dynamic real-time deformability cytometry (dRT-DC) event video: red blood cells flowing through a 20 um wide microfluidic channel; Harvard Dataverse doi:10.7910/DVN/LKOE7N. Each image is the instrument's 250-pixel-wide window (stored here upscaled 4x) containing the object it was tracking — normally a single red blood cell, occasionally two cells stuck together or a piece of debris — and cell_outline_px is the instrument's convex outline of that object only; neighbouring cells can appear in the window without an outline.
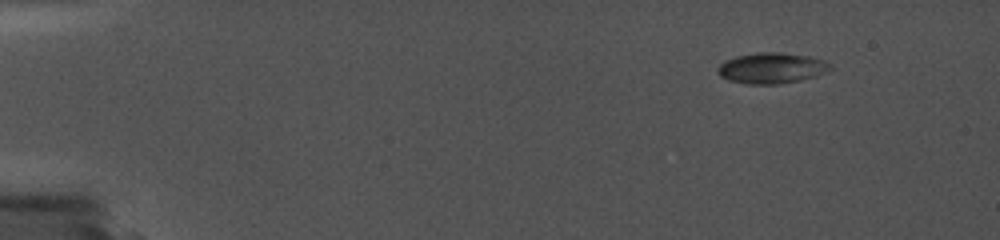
{"species": "common noctule bat (a hibernating species)", "species_latin": "Nyctalus noctula", "temperature_condition": "cold", "stored_images_in_passage": 6, "camera_frame_rate_fps": 5000, "um_per_image_px": 0.085, "animal": {"sex": "female", "body_mass_g": 19.0, "forearm_length_mm": 56.7}, "frame": {"image": 1, "passage_image": 3, "time_ms": 0.4, "image_size_px": [1000, 240], "cell_outline_px": [[816, 60], [792, 80], [736, 80], [724, 76], [720, 72], [720, 64], [728, 60], [740, 56], [764, 52], [776, 52], [800, 56]], "centroid_in_image_um": [65.05, 5.67], "position_along_channel_um": 20.0, "area_um2": 14.85}}